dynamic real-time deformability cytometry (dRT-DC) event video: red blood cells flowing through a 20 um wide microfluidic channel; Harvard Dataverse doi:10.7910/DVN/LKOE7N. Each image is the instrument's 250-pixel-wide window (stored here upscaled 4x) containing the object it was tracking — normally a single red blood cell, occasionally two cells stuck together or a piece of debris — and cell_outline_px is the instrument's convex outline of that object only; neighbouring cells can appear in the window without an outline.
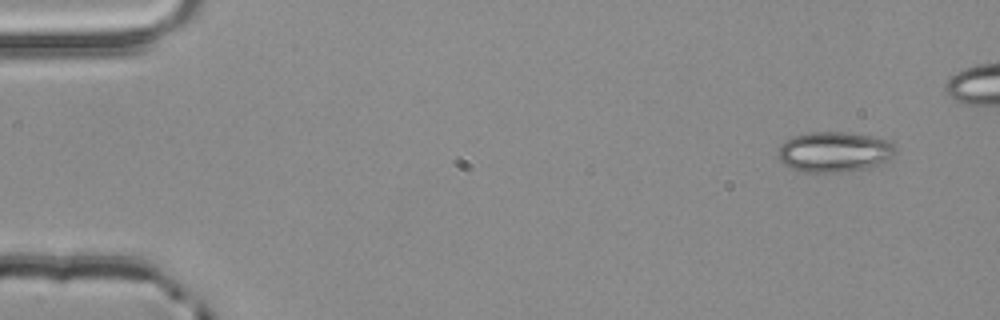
{"species": "common noctule bat (a hibernating species)", "species_latin": "Nyctalus noctula", "temperature_condition": "room temperature", "stored_images_in_passage": 3, "camera_frame_rate_fps": 3000, "um_per_image_px": 0.085, "animal": {"sex": "male", "body_mass_g": 20.4}, "frame": {"image": 1, "passage_image": 1, "time_ms": 0.0, "image_size_px": [1000, 320], "cell_outline_px": [[896, 152], [884, 164], [864, 168], [840, 172], [808, 172], [792, 168], [784, 164], [780, 160], [780, 144], [792, 136], [808, 132], [848, 132], [872, 136], [888, 140], [896, 148]], "centroid_in_image_um": [70.95, 12.9], "position_along_channel_um": 14.0, "area_um2": 27.57}}